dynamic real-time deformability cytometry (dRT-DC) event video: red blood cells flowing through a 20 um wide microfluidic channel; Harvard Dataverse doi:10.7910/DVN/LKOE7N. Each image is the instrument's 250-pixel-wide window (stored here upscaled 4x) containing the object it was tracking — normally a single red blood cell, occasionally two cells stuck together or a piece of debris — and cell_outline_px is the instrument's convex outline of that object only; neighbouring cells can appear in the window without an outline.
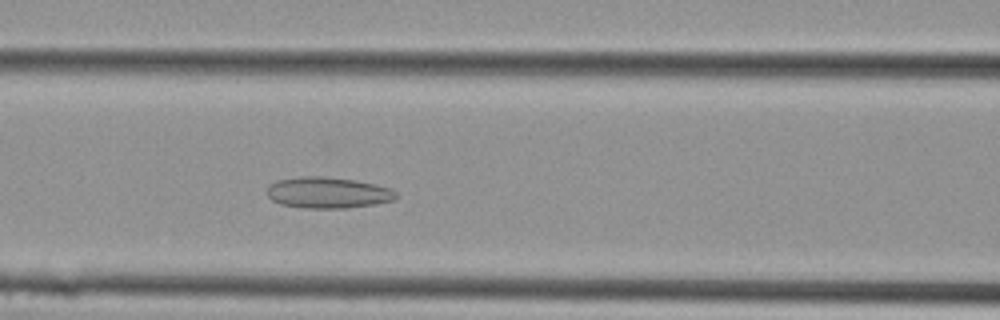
{"species": "Egyptian fruit bat (a non-hibernating species)", "species_latin": "Rousettus aegyptiacus", "temperature_condition": "cold", "stored_images_in_passage": 9, "camera_frame_rate_fps": 3000, "um_per_image_px": 0.085, "animal": {"sex": "female"}, "frame": {"image": 1, "passage_image": 9, "time_ms": 2.667, "image_size_px": [1000, 320], "cell_outline_px": [[400, 196], [396, 200], [372, 204], [344, 208], [304, 208], [280, 204], [272, 200], [264, 192], [268, 184], [280, 180], [304, 176], [324, 176], [356, 180], [376, 184], [388, 188], [396, 192]], "centroid_in_image_um": [27.85, 16.37], "position_along_channel_um": 138.7, "area_um2": 23.58}}